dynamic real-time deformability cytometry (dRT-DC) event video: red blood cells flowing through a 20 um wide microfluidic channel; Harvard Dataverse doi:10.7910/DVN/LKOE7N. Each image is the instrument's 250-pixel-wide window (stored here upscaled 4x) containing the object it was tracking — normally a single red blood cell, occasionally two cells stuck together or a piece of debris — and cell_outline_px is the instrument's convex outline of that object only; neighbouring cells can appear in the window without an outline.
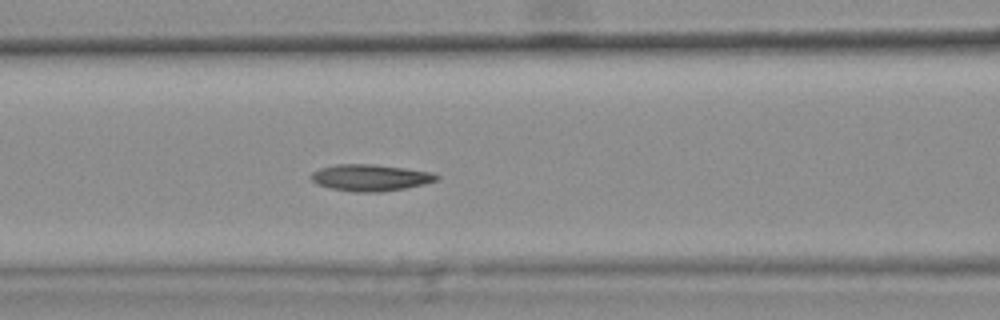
{"species": "common noctule bat (a hibernating species)", "species_latin": "Nyctalus noctula", "temperature_condition": "warm", "stored_images_in_passage": 41, "camera_frame_rate_fps": 3000, "um_per_image_px": 0.085, "animal": {"sex": "female", "body_mass_g": 25.1}, "frame": {"image": 1, "passage_image": 18, "time_ms": 5.667, "image_size_px": [1000, 320], "cell_outline_px": [[440, 180], [408, 188], [380, 192], [352, 192], [332, 188], [316, 184], [308, 176], [312, 172], [320, 168], [336, 164], [372, 164], [404, 168], [432, 172], [440, 176]], "centroid_in_image_um": [31.49, 15.1], "position_along_channel_um": 135.1, "area_um2": 19.65}, "authors_computed_cell_mechanics": {"area_um2": 19.1318, "velocity_mm_per_s": 3.7866, "shape_relaxation_time_tau1_ms": null, "shape_relaxation_time_tau2_ms": 4.6127, "deformation_change_tau1": null, "deformation_change_tau2": 0.113}}